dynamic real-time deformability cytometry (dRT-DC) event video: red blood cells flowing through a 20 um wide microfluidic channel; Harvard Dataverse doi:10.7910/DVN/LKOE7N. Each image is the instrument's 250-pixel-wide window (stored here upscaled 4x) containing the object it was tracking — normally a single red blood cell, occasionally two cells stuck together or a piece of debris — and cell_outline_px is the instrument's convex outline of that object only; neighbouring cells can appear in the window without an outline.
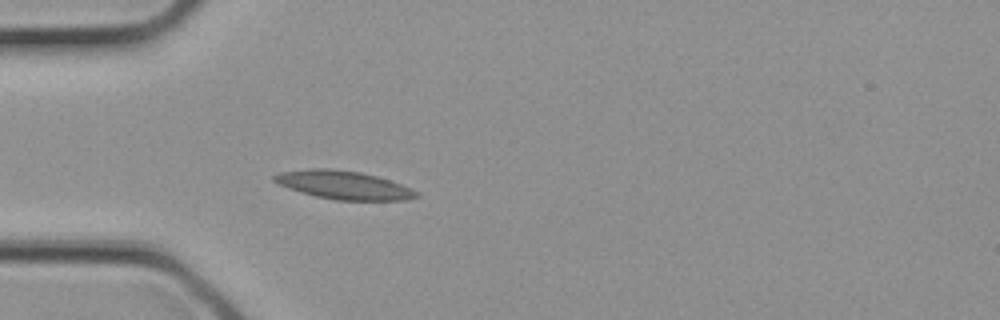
{"species": "common noctule bat (a hibernating species)", "species_latin": "Nyctalus noctula", "temperature_condition": "cold", "stored_images_in_passage": 2, "camera_frame_rate_fps": 3000, "um_per_image_px": 0.085, "animal": {"sex": "female", "body_mass_g": 21.9}, "frame": {"image": 1, "passage_image": 2, "time_ms": 0.333, "image_size_px": [1000, 320], "cell_outline_px": [[420, 196], [408, 200], [336, 200], [316, 196], [300, 192], [280, 184], [272, 180], [272, 176], [280, 172], [308, 168], [332, 168], [360, 172], [376, 176], [400, 184], [420, 192]], "centroid_in_image_um": [29.21, 15.72], "position_along_channel_um": 55.8, "area_um2": 23.47}}